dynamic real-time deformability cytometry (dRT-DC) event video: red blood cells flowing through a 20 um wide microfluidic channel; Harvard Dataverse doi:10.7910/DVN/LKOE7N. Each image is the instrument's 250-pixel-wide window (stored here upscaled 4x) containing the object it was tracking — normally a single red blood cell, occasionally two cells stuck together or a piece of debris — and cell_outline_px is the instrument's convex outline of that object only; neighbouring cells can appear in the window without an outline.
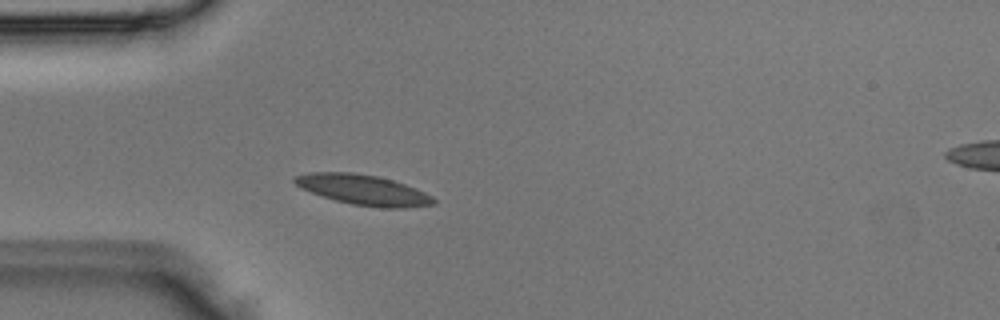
{"species": "Egyptian fruit bat (a non-hibernating species)", "species_latin": "Rousettus aegyptiacus", "temperature_condition": "room temperature", "stored_images_in_passage": 3, "camera_frame_rate_fps": 3000, "um_per_image_px": 0.085, "animal": {"sex": "male"}, "frame": {"image": 1, "passage_image": 3, "time_ms": 0.667, "image_size_px": [1000, 320], "cell_outline_px": [[436, 204], [404, 208], [380, 208], [352, 204], [336, 200], [300, 188], [292, 180], [296, 176], [308, 172], [352, 172], [380, 176], [416, 188], [432, 196], [436, 200]], "centroid_in_image_um": [30.9, 16.13], "position_along_channel_um": 54.1, "area_um2": 24.45}}